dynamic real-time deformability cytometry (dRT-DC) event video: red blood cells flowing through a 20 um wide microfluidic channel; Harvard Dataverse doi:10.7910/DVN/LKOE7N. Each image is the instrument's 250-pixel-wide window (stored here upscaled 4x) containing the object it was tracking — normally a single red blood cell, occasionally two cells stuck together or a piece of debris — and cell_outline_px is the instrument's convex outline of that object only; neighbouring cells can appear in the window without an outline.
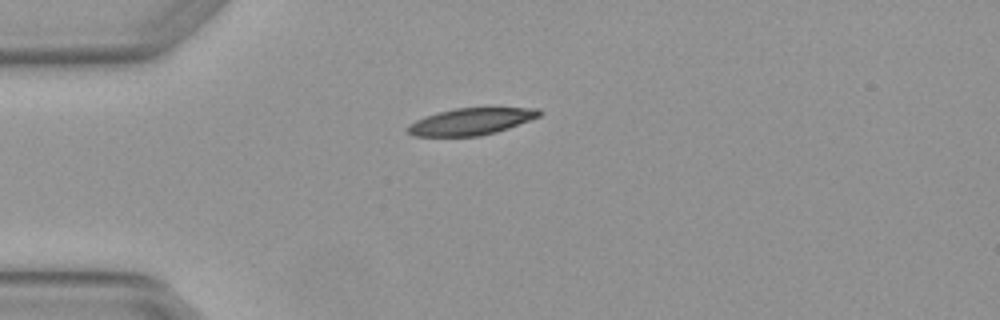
{"species": "Egyptian fruit bat (a non-hibernating species)", "species_latin": "Rousettus aegyptiacus", "temperature_condition": "warm", "stored_images_in_passage": 5, "camera_frame_rate_fps": 3000, "um_per_image_px": 0.085, "animal": {"sex": "female"}, "frame": {"image": 1, "passage_image": 5, "time_ms": 1.333, "image_size_px": [1000, 320], "cell_outline_px": [[544, 112], [540, 116], [508, 128], [496, 132], [480, 136], [412, 136], [404, 128], [408, 124], [424, 116], [456, 108], [540, 108]], "centroid_in_image_um": [40.02, 10.33], "position_along_channel_um": 45.0, "area_um2": 20.58}}